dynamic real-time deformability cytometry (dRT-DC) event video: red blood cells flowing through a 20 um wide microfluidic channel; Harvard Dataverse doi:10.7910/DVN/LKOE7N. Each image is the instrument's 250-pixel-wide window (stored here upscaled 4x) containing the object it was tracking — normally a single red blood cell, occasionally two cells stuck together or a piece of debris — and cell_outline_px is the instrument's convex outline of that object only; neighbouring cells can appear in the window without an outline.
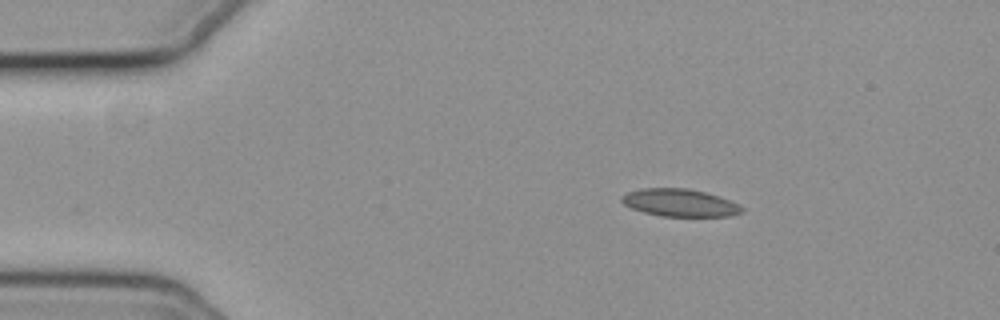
{"species": "common noctule bat (a hibernating species)", "species_latin": "Nyctalus noctula", "temperature_condition": "cold", "stored_images_in_passage": 36, "camera_frame_rate_fps": 3000, "um_per_image_px": 0.085, "animal": {"sex": "female", "body_mass_g": 19.3, "forearm_length_mm": 54.1}, "frame": {"image": 1, "passage_image": 1, "time_ms": 0.0, "image_size_px": [1000, 320], "cell_outline_px": [[744, 212], [728, 216], [660, 216], [644, 212], [632, 208], [624, 204], [620, 200], [620, 196], [628, 192], [640, 188], [688, 188], [704, 192], [740, 204], [744, 208]], "centroid_in_image_um": [57.77, 17.23], "position_along_channel_um": 27.2, "area_um2": 19.25}}
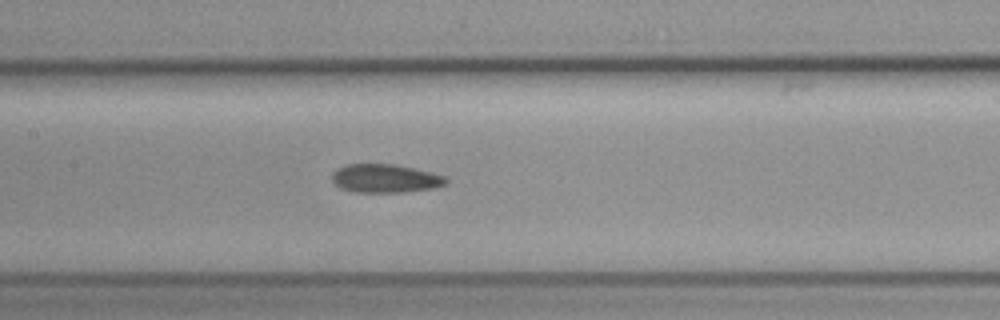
{"frame": {"image": 2, "passage_image": 18, "time_ms": 5.667, "image_size_px": [1000, 320], "cell_outline_px": [[448, 184], [432, 188], [404, 192], [356, 192], [340, 188], [332, 180], [332, 172], [348, 164], [392, 164], [412, 168], [444, 176], [448, 180]], "centroid_in_image_um": [32.74, 15.17], "position_along_channel_um": 174.7, "area_um2": 18.67}}
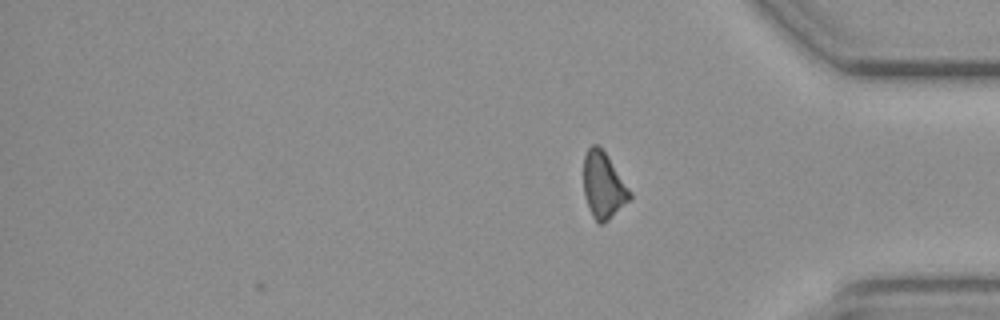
{"frame": {"image": 3, "passage_image": 36, "time_ms": 11.667, "image_size_px": [1000, 320], "cell_outline_px": [[632, 196], [604, 224], [600, 224], [592, 216], [584, 192], [584, 156], [588, 148], [592, 144], [596, 144], [608, 156], [632, 192]], "centroid_in_image_um": [51.29, 15.74], "position_along_channel_um": 383.9, "area_um2": 17.51}, "authors_computed_cell_mechanics": {"area_um2": 18.9006, "velocity_mm_per_s": 3.7295, "shape_relaxation_time_tau1_ms": null, "shape_relaxation_time_tau2_ms": 4.5976, "deformation_change_tau1": null, "deformation_change_tau2": 0.1334}}